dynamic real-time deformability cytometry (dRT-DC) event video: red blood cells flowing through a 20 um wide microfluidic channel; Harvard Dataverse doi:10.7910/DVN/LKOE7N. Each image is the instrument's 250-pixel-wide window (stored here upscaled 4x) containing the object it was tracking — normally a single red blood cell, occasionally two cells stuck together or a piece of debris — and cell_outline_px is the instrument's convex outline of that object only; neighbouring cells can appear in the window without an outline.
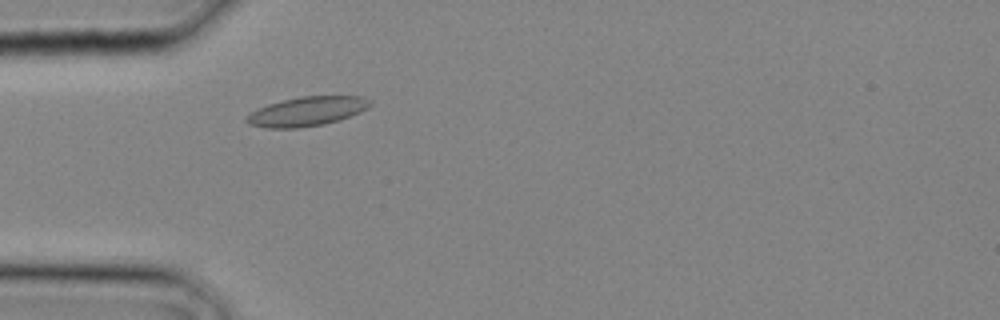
{"species": "common noctule bat (a hibernating species)", "species_latin": "Nyctalus noctula", "temperature_condition": "cold", "stored_images_in_passage": 4, "camera_frame_rate_fps": 3000, "um_per_image_px": 0.085, "animal": {"sex": "male", "body_mass_g": 20.4}, "frame": {"image": 1, "passage_image": 2, "time_ms": 0.333, "image_size_px": [1000, 320], "cell_outline_px": [[372, 104], [368, 108], [360, 112], [340, 120], [324, 124], [296, 128], [268, 128], [248, 124], [244, 120], [252, 112], [268, 104], [284, 100], [304, 96], [360, 96], [372, 100]], "centroid_in_image_um": [26.13, 9.47], "position_along_channel_um": 58.9, "area_um2": 20.92}}
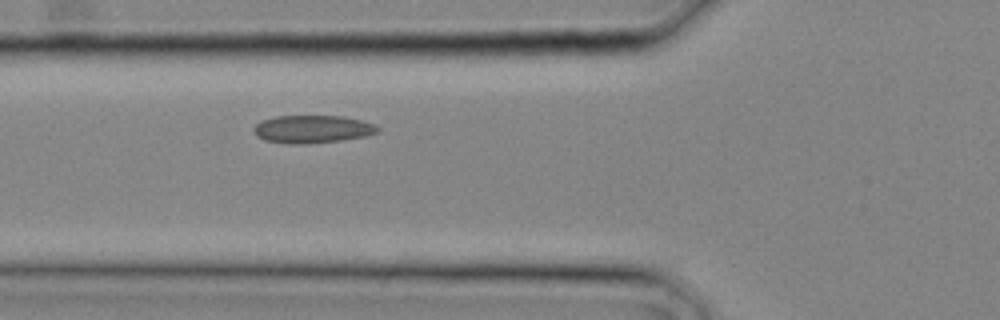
{"frame": {"image": 2, "passage_image": 4, "time_ms": 1.0, "image_size_px": [1000, 320], "cell_outline_px": [[380, 132], [364, 136], [340, 140], [308, 144], [288, 144], [264, 140], [256, 136], [252, 128], [260, 120], [276, 116], [340, 116], [360, 120], [372, 124], [380, 128]], "centroid_in_image_um": [26.5, 10.98], "position_along_channel_um": 99.3, "area_um2": 20.11}}